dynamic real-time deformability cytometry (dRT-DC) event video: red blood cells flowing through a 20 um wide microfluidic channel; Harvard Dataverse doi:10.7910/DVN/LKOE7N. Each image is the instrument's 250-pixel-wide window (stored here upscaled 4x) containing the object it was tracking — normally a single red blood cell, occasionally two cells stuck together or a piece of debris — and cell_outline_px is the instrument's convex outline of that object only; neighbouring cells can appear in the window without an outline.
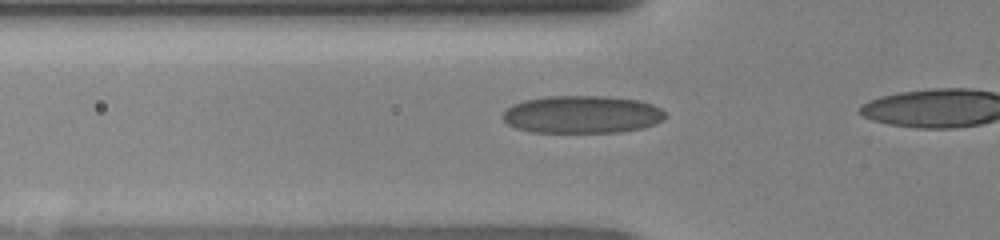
{"species": "human", "species_latin": "Homo sapiens", "temperature_condition": "room temperature", "stored_images_in_passage": 17, "camera_frame_rate_fps": 3000, "um_per_image_px": 0.085, "donor": {"sex": "female"}, "frame": {"image": 1, "passage_image": 12, "time_ms": 3.667, "image_size_px": [1000, 240], "cell_outline_px": [[664, 120], [644, 128], [620, 132], [532, 132], [516, 128], [508, 124], [500, 116], [512, 104], [524, 100], [548, 96], [604, 96], [640, 100], [652, 104], [660, 108], [664, 112]], "centroid_in_image_um": [49.47, 9.73], "position_along_channel_um": 76.3, "area_um2": 35.78}}
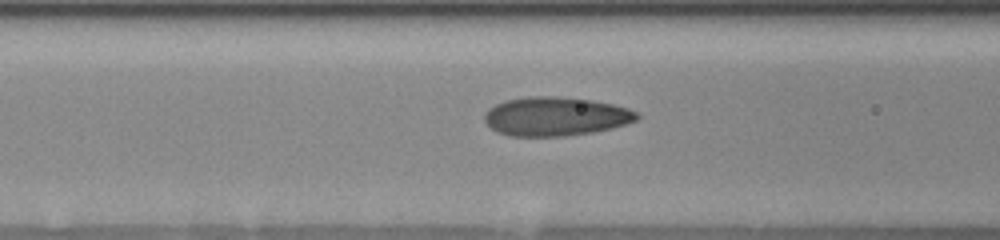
{"frame": {"image": 2, "passage_image": 15, "time_ms": 4.667, "image_size_px": [1000, 240], "cell_outline_px": [[640, 116], [636, 120], [612, 128], [592, 132], [564, 136], [508, 136], [496, 132], [484, 120], [484, 116], [488, 108], [504, 100], [528, 96], [556, 96], [592, 100], [612, 104], [628, 108], [636, 112]], "centroid_in_image_um": [47.19, 9.89], "position_along_channel_um": 119.4, "area_um2": 34.56}}